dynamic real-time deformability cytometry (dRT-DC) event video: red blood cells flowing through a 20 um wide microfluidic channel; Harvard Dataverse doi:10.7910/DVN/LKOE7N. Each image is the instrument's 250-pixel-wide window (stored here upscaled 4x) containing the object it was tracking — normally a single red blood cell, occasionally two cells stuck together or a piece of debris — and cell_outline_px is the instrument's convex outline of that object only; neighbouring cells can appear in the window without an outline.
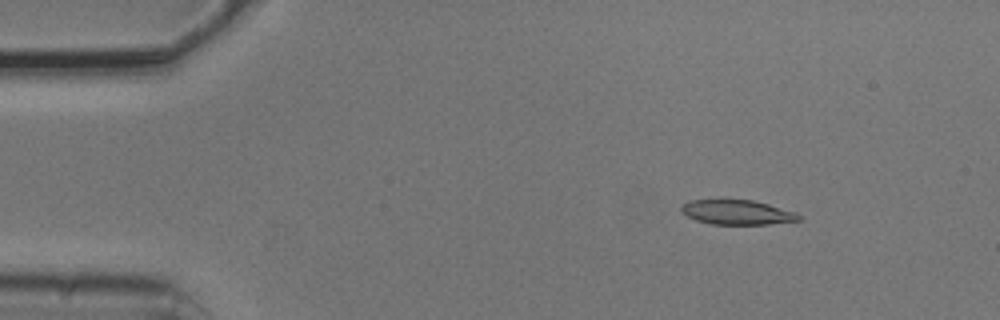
{"species": "common noctule bat (a hibernating species)", "species_latin": "Nyctalus noctula", "temperature_condition": "cold", "stored_images_in_passage": 4, "camera_frame_rate_fps": 3000, "um_per_image_px": 0.085, "animal": {"sex": "male", "body_mass_g": 20.5, "forearm_length_mm": 52.5}, "frame": {"image": 1, "passage_image": 2, "time_ms": 0.333, "image_size_px": [1000, 320], "cell_outline_px": [[800, 220], [768, 224], [712, 224], [696, 220], [680, 212], [680, 208], [688, 200], [720, 196], [752, 200], [768, 204], [796, 212], [800, 216]], "centroid_in_image_um": [62.56, 17.98], "position_along_channel_um": 22.4, "area_um2": 17.63}}